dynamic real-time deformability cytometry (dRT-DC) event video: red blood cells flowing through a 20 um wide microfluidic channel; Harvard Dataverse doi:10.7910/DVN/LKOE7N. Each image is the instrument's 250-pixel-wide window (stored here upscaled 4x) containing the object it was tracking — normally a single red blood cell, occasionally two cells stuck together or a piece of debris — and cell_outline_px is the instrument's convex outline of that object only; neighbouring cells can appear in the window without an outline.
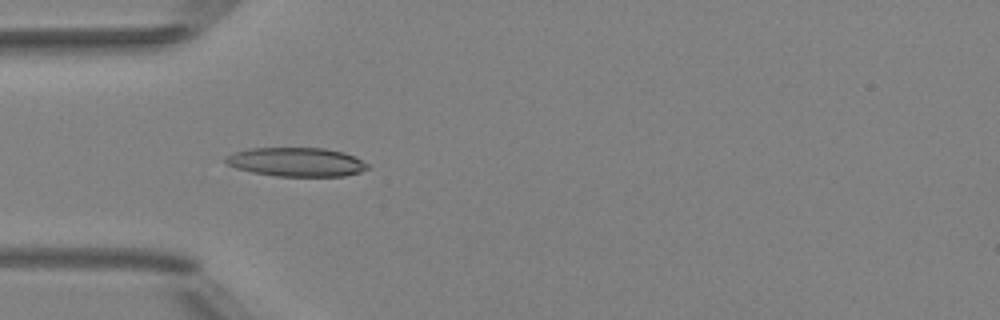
{"species": "Egyptian fruit bat (a non-hibernating species)", "species_latin": "Rousettus aegyptiacus", "temperature_condition": "room temperature", "stored_images_in_passage": 7, "camera_frame_rate_fps": 3000, "um_per_image_px": 0.085, "animal": {"sex": "female"}, "frame": {"image": 1, "passage_image": 5, "time_ms": 1.333, "image_size_px": [1000, 320], "cell_outline_px": [[372, 168], [360, 172], [344, 176], [276, 176], [252, 172], [236, 168], [228, 164], [224, 160], [232, 152], [248, 148], [324, 148], [344, 152], [368, 164]], "centroid_in_image_um": [25.2, 13.77], "position_along_channel_um": 59.8, "area_um2": 23.93}}
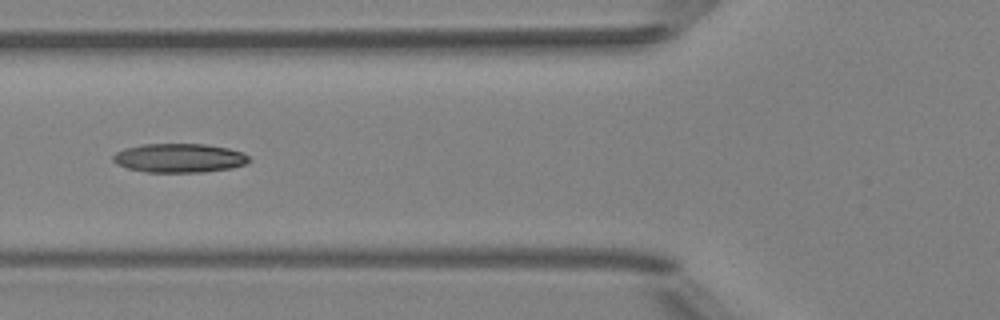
{"frame": {"image": 2, "passage_image": 6, "time_ms": 1.667, "image_size_px": [1000, 320], "cell_outline_px": [[252, 160], [244, 164], [232, 168], [204, 172], [148, 172], [128, 168], [116, 164], [112, 160], [112, 156], [116, 152], [124, 148], [140, 144], [204, 144], [228, 148], [244, 152]], "centroid_in_image_um": [15.24, 13.43], "position_along_channel_um": 110.6, "area_um2": 23.12}}
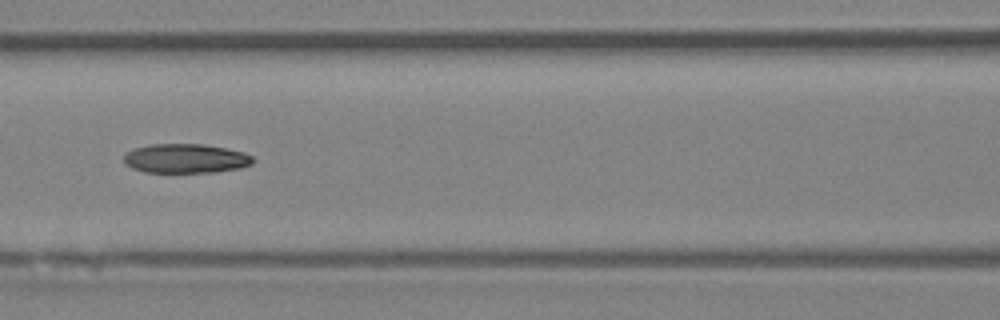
{"frame": {"image": 3, "passage_image": 7, "time_ms": 2.0, "image_size_px": [1000, 320], "cell_outline_px": [[256, 160], [252, 164], [240, 168], [216, 172], [144, 172], [132, 168], [124, 164], [124, 156], [128, 152], [136, 148], [148, 144], [204, 144], [244, 152], [252, 156]], "centroid_in_image_um": [15.8, 13.47], "position_along_channel_um": 150.8, "area_um2": 22.08}}